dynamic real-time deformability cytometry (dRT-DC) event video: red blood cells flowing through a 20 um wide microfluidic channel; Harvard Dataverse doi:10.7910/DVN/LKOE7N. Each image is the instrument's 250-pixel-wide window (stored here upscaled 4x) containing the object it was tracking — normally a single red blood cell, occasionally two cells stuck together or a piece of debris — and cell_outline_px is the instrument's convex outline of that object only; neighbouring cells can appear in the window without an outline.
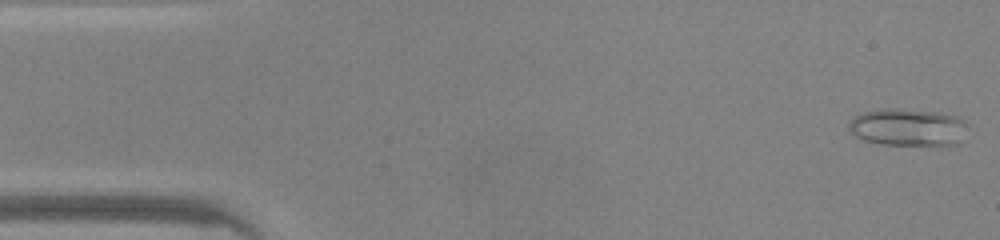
{"species": "common noctule bat (a hibernating species)", "species_latin": "Nyctalus noctula", "temperature_condition": "warm", "stored_images_in_passage": 8, "camera_frame_rate_fps": 3000, "um_per_image_px": 0.085, "animal": {"sex": "male", "body_mass_g": 20.0, "forearm_length_mm": 53.3}, "frame": {"image": 1, "passage_image": 1, "time_ms": 0.0, "image_size_px": [1000, 240], "cell_outline_px": [[968, 124], [960, 144], [880, 144], [864, 140], [856, 136], [848, 128], [848, 124], [856, 116], [864, 112], [884, 108], [896, 108], [940, 112], [956, 116], [964, 120]], "centroid_in_image_um": [77.2, 10.8], "position_along_channel_um": 7.8, "area_um2": 25.72}}